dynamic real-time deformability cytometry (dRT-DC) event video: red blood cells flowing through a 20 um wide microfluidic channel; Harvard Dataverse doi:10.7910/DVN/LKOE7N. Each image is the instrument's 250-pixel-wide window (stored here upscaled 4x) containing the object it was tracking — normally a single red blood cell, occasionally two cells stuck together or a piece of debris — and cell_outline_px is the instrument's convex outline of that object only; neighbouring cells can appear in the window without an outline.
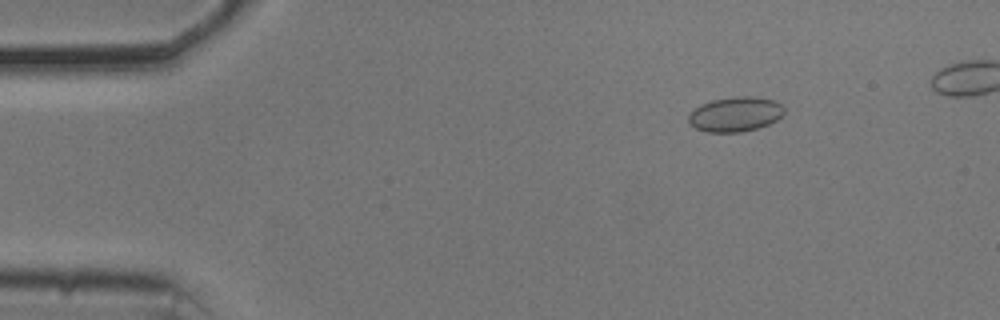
{"species": "common noctule bat (a hibernating species)", "species_latin": "Nyctalus noctula", "temperature_condition": "cold", "stored_images_in_passage": 48, "camera_frame_rate_fps": 3000, "um_per_image_px": 0.085, "animal": {"sex": "male", "body_mass_g": 20.5, "forearm_length_mm": 52.5}, "frame": {"image": 1, "passage_image": 5, "time_ms": 1.333, "image_size_px": [1000, 320], "cell_outline_px": [[784, 112], [776, 120], [768, 124], [756, 128], [740, 132], [704, 132], [688, 124], [688, 116], [700, 104], [712, 100], [740, 96], [752, 96], [776, 100], [784, 108]], "centroid_in_image_um": [62.48, 9.71], "position_along_channel_um": 22.5, "area_um2": 19.31}}
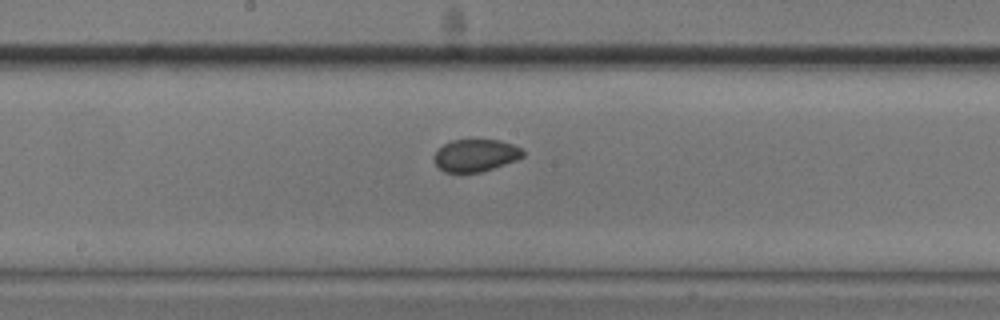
{"frame": {"image": 2, "passage_image": 26, "time_ms": 8.333, "image_size_px": [1000, 320], "cell_outline_px": [[524, 156], [516, 160], [480, 172], [444, 172], [432, 160], [432, 156], [444, 144], [452, 140], [500, 140], [524, 148]], "centroid_in_image_um": [40.43, 13.2], "position_along_channel_um": 207.8, "area_um2": 16.7}}
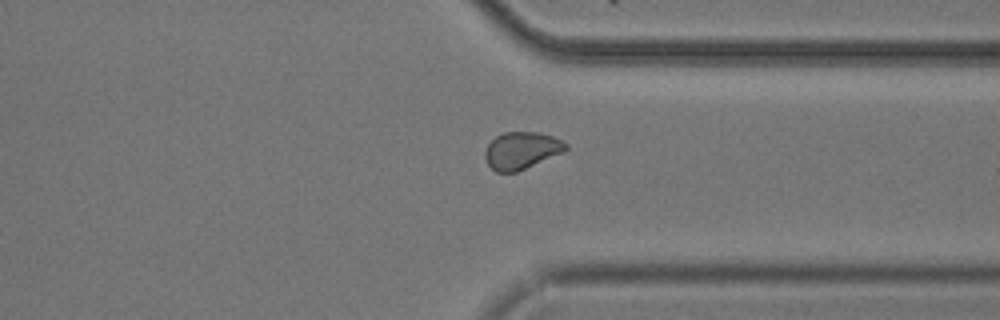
{"frame": {"image": 3, "passage_image": 39, "time_ms": 12.667, "image_size_px": [1000, 320], "cell_outline_px": [[568, 148], [564, 152], [516, 172], [496, 172], [488, 164], [484, 156], [484, 152], [488, 144], [496, 136], [504, 132], [540, 132], [552, 136], [568, 144]], "centroid_in_image_um": [44.33, 12.78], "position_along_channel_um": 367.1, "area_um2": 17.46}}